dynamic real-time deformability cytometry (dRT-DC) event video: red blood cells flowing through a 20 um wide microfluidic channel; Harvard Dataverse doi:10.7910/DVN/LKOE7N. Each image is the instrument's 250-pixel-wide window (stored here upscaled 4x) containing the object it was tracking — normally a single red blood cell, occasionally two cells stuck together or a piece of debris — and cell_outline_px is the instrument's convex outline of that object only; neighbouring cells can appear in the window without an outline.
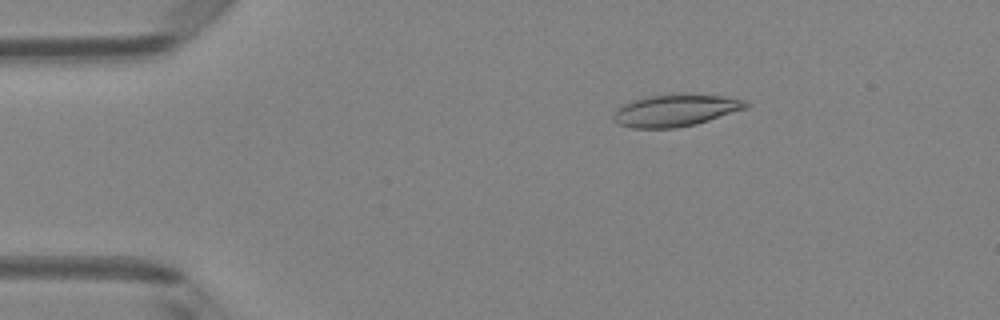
{"species": "Egyptian fruit bat (a non-hibernating species)", "species_latin": "Rousettus aegyptiacus", "temperature_condition": "room temperature", "stored_images_in_passage": 49, "camera_frame_rate_fps": 3000, "um_per_image_px": 0.085, "animal": {"sex": "female"}, "frame": {"image": 1, "passage_image": 8, "time_ms": 2.333, "image_size_px": [1000, 320], "cell_outline_px": [[752, 104], [748, 108], [696, 124], [676, 128], [632, 128], [620, 124], [612, 120], [612, 112], [620, 104], [644, 96], [672, 92], [688, 92], [724, 96], [744, 100]], "centroid_in_image_um": [57.4, 9.34], "position_along_channel_um": 27.6, "area_um2": 25.78}}
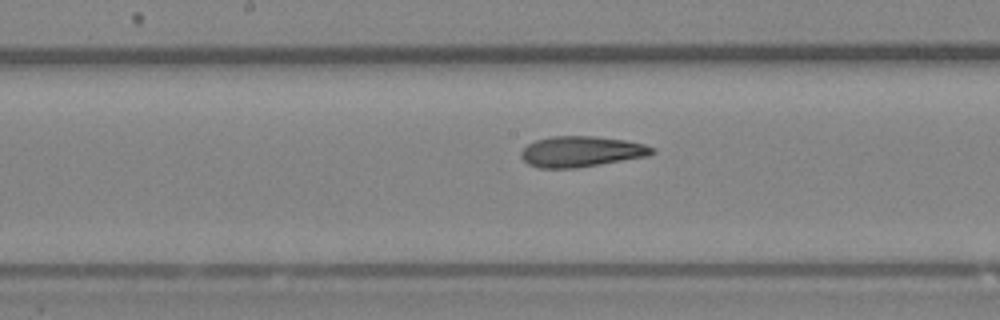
{"frame": {"image": 2, "passage_image": 25, "time_ms": 8.0, "image_size_px": [1000, 320], "cell_outline_px": [[656, 152], [648, 156], [576, 168], [540, 168], [528, 164], [520, 156], [520, 152], [528, 144], [536, 140], [552, 136], [592, 136], [624, 140], [644, 144], [656, 148]], "centroid_in_image_um": [49.41, 12.88], "position_along_channel_um": 198.8, "area_um2": 23.41}}
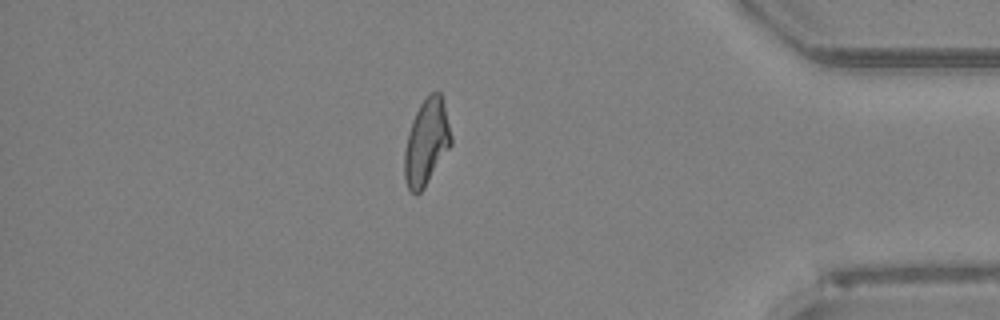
{"frame": {"image": 3, "passage_image": 42, "time_ms": 13.667, "image_size_px": [1000, 320], "cell_outline_px": [[452, 144], [424, 188], [416, 196], [408, 188], [404, 176], [404, 152], [408, 132], [412, 120], [420, 104], [428, 92], [440, 92], [452, 136]], "centroid_in_image_um": [36.24, 12.09], "position_along_channel_um": 399.0, "area_um2": 23.29}, "authors_computed_cell_mechanics": {"area_um2": 23.698, "velocity_mm_per_s": 4.1427, "shape_relaxation_time_tau1_ms": 7.588, "shape_relaxation_time_tau2_ms": 2.6371, "deformation_change_tau1": 0.2193, "deformation_change_tau2": 0.1135}}